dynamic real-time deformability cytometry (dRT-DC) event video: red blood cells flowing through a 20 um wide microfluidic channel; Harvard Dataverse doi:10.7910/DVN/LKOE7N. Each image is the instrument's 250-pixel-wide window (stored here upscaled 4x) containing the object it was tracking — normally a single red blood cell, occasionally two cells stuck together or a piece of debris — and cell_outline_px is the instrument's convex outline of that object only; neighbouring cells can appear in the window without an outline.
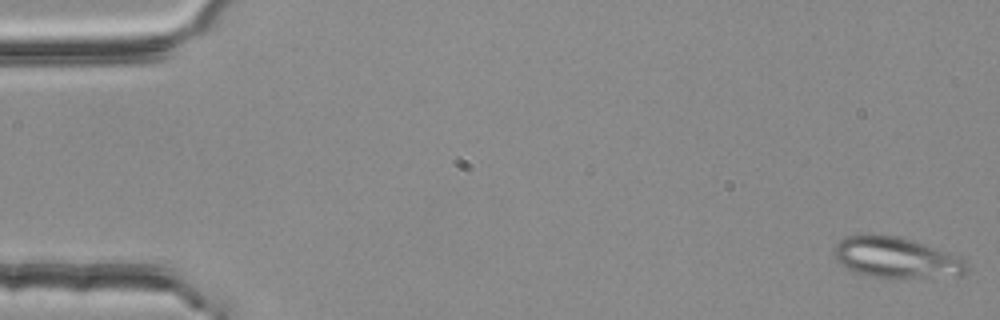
{"species": "common noctule bat (a hibernating species)", "species_latin": "Nyctalus noctula", "temperature_condition": "room temperature", "stored_images_in_passage": 3, "camera_frame_rate_fps": 3000, "um_per_image_px": 0.085, "animal": {"sex": "female", "body_mass_g": 25.1}, "frame": {"image": 1, "passage_image": 1, "time_ms": 0.0, "image_size_px": [1000, 320], "cell_outline_px": [[968, 268], [960, 276], [888, 280], [884, 280], [868, 276], [856, 272], [840, 264], [832, 256], [832, 248], [840, 240], [848, 236], [900, 236], [960, 256], [968, 260]], "centroid_in_image_um": [76.21, 21.96], "position_along_channel_um": 8.8, "area_um2": 32.25}}